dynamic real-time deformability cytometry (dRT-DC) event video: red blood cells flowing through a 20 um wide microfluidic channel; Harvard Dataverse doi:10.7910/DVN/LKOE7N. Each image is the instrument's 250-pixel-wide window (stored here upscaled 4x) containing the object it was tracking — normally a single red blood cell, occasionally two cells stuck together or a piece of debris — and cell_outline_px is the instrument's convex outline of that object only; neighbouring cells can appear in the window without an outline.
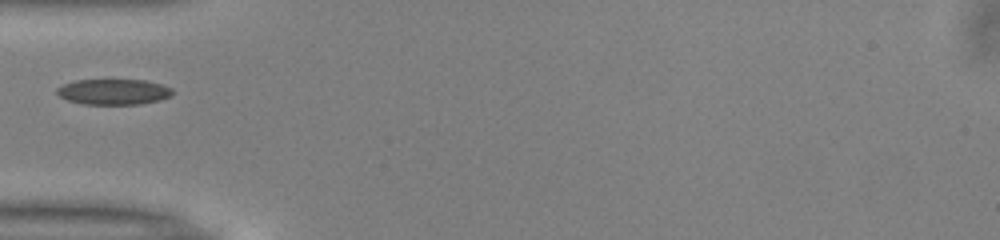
{"species": "common noctule bat (a hibernating species)", "species_latin": "Nyctalus noctula", "temperature_condition": "warm", "stored_images_in_passage": 26, "camera_frame_rate_fps": 3000, "um_per_image_px": 0.085, "animal": {"sex": "male", "body_mass_g": 13.0, "forearm_length_mm": 53.1}, "frame": {"image": 1, "passage_image": 1, "time_ms": 0.0, "image_size_px": [1000, 240], "cell_outline_px": [[172, 96], [160, 100], [140, 104], [84, 104], [68, 100], [60, 96], [56, 92], [56, 88], [64, 84], [76, 80], [144, 80], [160, 84], [172, 88]], "centroid_in_image_um": [9.66, 7.8], "position_along_channel_um": 75.3, "area_um2": 17.17}}
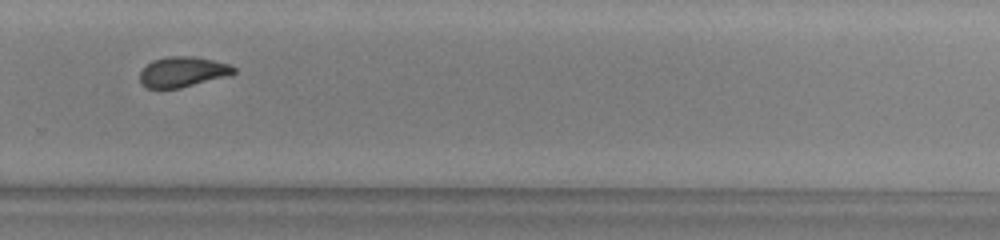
{"frame": {"image": 2, "passage_image": 19, "time_ms": 6.0, "image_size_px": [1000, 240], "cell_outline_px": [[236, 72], [224, 76], [180, 88], [148, 88], [140, 84], [140, 72], [152, 60], [168, 56], [192, 56], [212, 60], [228, 64], [236, 68]], "centroid_in_image_um": [15.48, 6.1], "position_along_channel_um": 314.3, "area_um2": 16.3}}
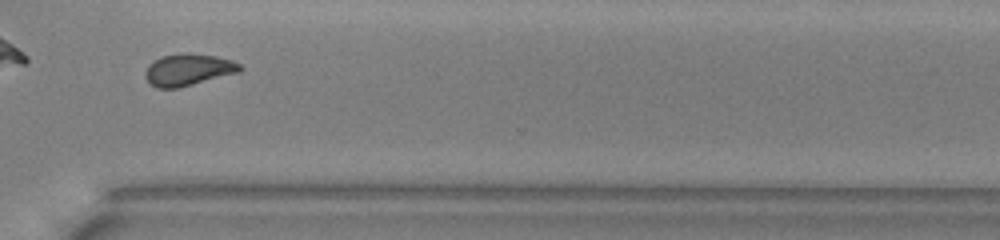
{"frame": {"image": 3, "passage_image": 22, "time_ms": 7.0, "image_size_px": [1000, 240], "cell_outline_px": [[244, 68], [240, 72], [180, 88], [156, 88], [144, 76], [144, 72], [148, 64], [152, 60], [160, 56], [184, 52], [188, 52], [216, 56], [232, 60], [240, 64]], "centroid_in_image_um": [16.0, 5.91], "position_along_channel_um": 354.6, "area_um2": 17.98}}